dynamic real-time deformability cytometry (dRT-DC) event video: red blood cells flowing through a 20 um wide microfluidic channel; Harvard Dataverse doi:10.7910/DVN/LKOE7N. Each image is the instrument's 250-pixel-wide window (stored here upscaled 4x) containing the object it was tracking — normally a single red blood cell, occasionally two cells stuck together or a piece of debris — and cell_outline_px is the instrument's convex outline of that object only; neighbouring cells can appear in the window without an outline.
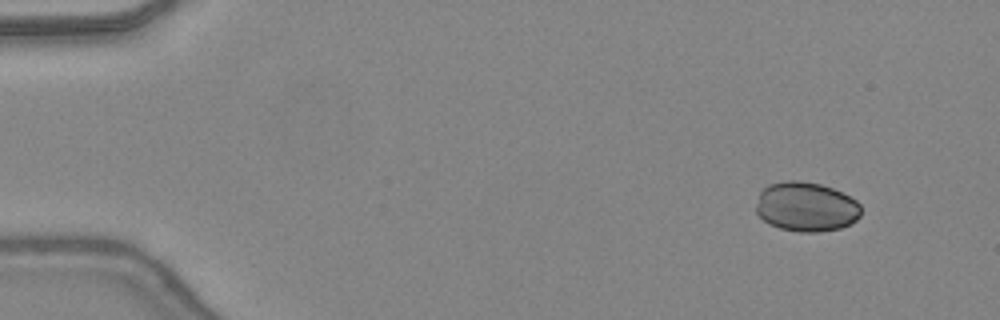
{"species": "common noctule bat (a hibernating species)", "species_latin": "Nyctalus noctula", "temperature_condition": "warm", "stored_images_in_passage": 47, "camera_frame_rate_fps": 3000, "um_per_image_px": 0.085, "animal": {"sex": "female", "body_mass_g": 24.6, "forearm_length_mm": 56.2}, "frame": {"image": 1, "passage_image": 4, "time_ms": 1.0, "image_size_px": [1000, 320], "cell_outline_px": [[860, 216], [852, 224], [840, 228], [820, 232], [800, 232], [780, 228], [768, 224], [756, 212], [756, 204], [760, 192], [768, 184], [784, 180], [800, 180], [820, 184], [832, 188], [856, 200], [860, 204]], "centroid_in_image_um": [68.51, 17.58], "position_along_channel_um": 16.5, "area_um2": 30.46}}
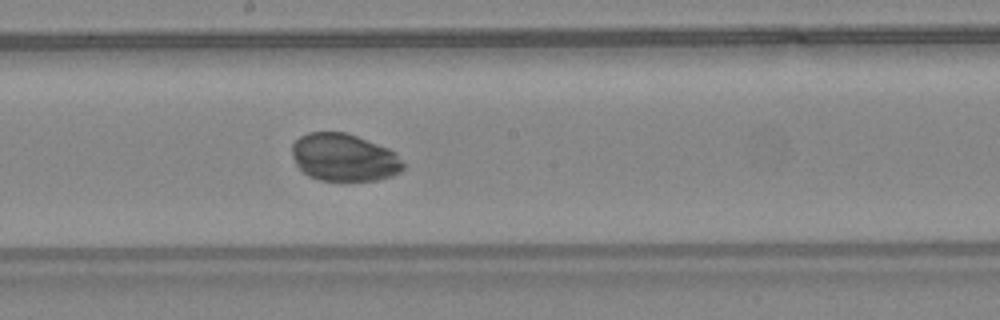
{"frame": {"image": 2, "passage_image": 26, "time_ms": 8.333, "image_size_px": [1000, 320], "cell_outline_px": [[404, 168], [400, 172], [392, 176], [380, 180], [320, 180], [308, 176], [296, 164], [292, 156], [292, 144], [300, 136], [308, 132], [344, 132], [356, 136], [388, 148], [396, 152], [404, 164]], "centroid_in_image_um": [29.25, 13.39], "position_along_channel_um": 218.9, "area_um2": 30.81}}
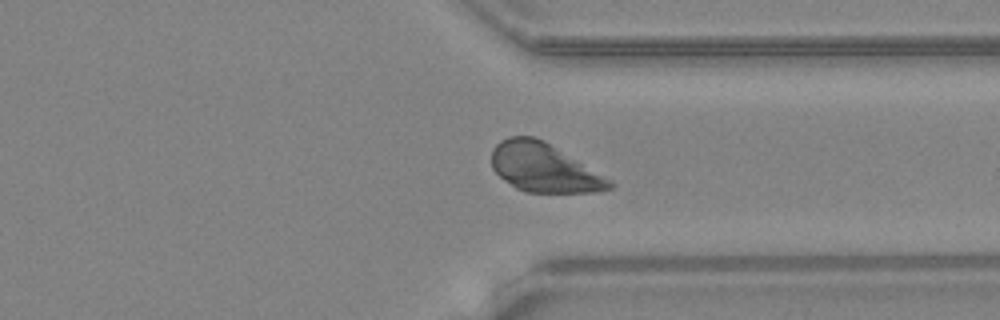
{"frame": {"image": 3, "passage_image": 36, "time_ms": 11.667, "image_size_px": [1000, 320], "cell_outline_px": [[616, 184], [612, 188], [596, 192], [524, 192], [516, 188], [504, 180], [492, 168], [492, 148], [500, 140], [508, 136], [536, 136], [544, 140], [612, 180]], "centroid_in_image_um": [46.23, 14.25], "position_along_channel_um": 365.2, "area_um2": 33.58}}